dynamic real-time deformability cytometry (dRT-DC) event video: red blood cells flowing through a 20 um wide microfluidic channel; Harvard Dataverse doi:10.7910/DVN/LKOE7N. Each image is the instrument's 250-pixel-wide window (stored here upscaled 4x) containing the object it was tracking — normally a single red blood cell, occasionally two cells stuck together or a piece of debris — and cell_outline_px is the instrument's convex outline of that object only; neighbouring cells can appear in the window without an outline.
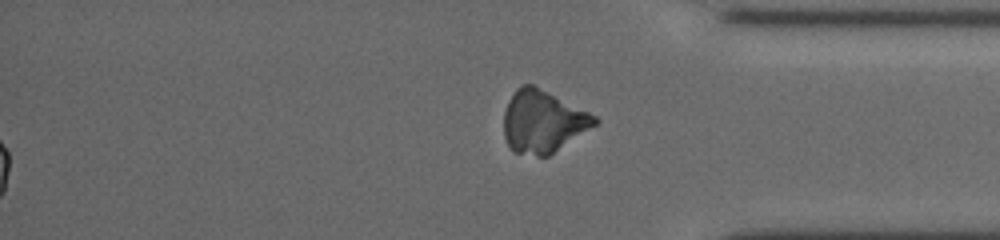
{"species": "common noctule bat (a hibernating species)", "species_latin": "Nyctalus noctula", "temperature_condition": "cold", "stored_images_in_passage": 49, "segment_of_instrument_passage": [2, 2], "camera_frame_rate_fps": 3000, "um_per_image_px": 0.085, "animal": {"sex": "female", "body_mass_g": 19.5, "forearm_length_mm": 54.1}, "frame": {"image": 1, "passage_image": 49, "time_ms": 16.0, "image_size_px": [1000, 240], "cell_outline_px": [[600, 120], [596, 124], [548, 156], [536, 156], [512, 152], [504, 136], [504, 112], [508, 100], [516, 88], [524, 84], [532, 84], [596, 116]], "centroid_in_image_um": [46.1, 10.34], "position_along_channel_um": 389.1, "area_um2": 32.66}}